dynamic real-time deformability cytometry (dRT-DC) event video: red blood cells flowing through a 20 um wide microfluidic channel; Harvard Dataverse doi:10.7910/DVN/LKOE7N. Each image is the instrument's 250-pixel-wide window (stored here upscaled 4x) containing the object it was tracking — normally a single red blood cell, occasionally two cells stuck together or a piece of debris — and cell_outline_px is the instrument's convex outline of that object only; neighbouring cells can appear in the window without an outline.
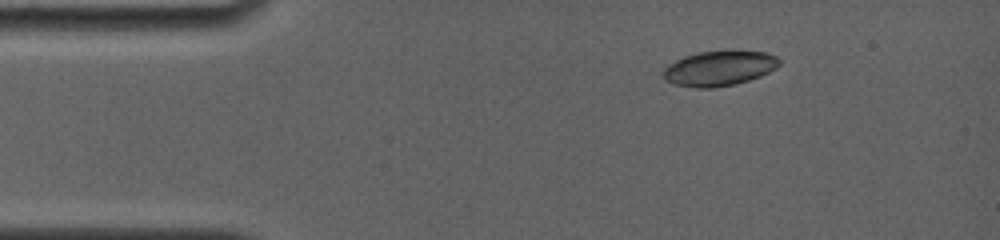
{"species": "common noctule bat (a hibernating species)", "species_latin": "Nyctalus noctula", "temperature_condition": "room temperature", "stored_images_in_passage": 50, "camera_frame_rate_fps": 4000, "um_per_image_px": 0.085, "animal": {"sex": "female", "body_mass_g": 19.0, "forearm_length_mm": 56.7}, "frame": {"image": 1, "passage_image": 6, "time_ms": 2.25, "image_size_px": [1000, 240], "cell_outline_px": [[780, 64], [776, 68], [760, 76], [736, 84], [712, 88], [696, 88], [672, 84], [664, 80], [664, 68], [668, 64], [684, 56], [700, 52], [732, 48], [764, 52], [776, 56], [780, 60]], "centroid_in_image_um": [61.14, 5.78], "position_along_channel_um": 23.9, "area_um2": 24.28}}
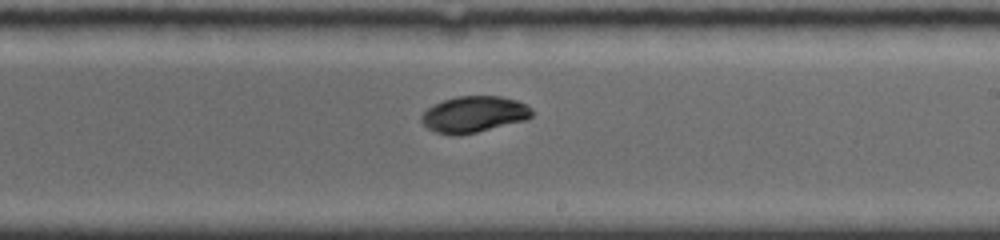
{"frame": {"image": 2, "passage_image": 29, "time_ms": 9.75, "image_size_px": [1000, 240], "cell_outline_px": [[532, 116], [524, 120], [460, 136], [452, 136], [436, 132], [428, 128], [420, 120], [420, 116], [432, 104], [456, 96], [500, 96], [516, 100], [532, 108]], "centroid_in_image_um": [40.24, 9.72], "position_along_channel_um": 248.8, "area_um2": 23.29}}
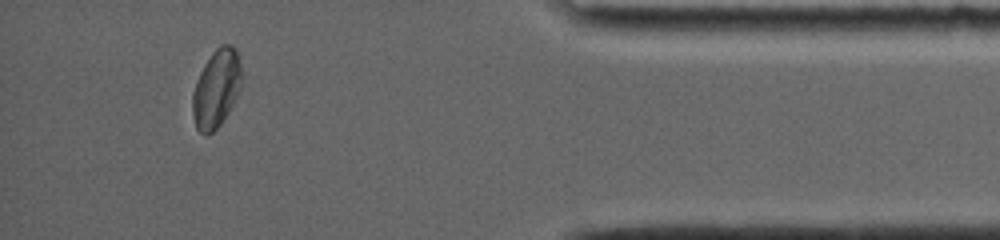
{"frame": {"image": 3, "passage_image": 46, "time_ms": 15.0, "image_size_px": [1000, 240], "cell_outline_px": [[240, 84], [236, 96], [228, 112], [220, 124], [208, 136], [204, 136], [196, 128], [192, 116], [192, 92], [200, 72], [204, 64], [212, 52], [220, 44], [228, 44], [236, 48], [240, 64]], "centroid_in_image_um": [18.35, 7.54], "position_along_channel_um": 416.9, "area_um2": 22.14}, "authors_computed_cell_mechanics": {"area_um2": 23.4957, "velocity_mm_per_s": 3.7851, "shape_relaxation_time_tau1_ms": 3.4431, "shape_relaxation_time_tau2_ms": 1.5515, "deformation_change_tau1": 0.1745, "deformation_change_tau2": 0.0272}}